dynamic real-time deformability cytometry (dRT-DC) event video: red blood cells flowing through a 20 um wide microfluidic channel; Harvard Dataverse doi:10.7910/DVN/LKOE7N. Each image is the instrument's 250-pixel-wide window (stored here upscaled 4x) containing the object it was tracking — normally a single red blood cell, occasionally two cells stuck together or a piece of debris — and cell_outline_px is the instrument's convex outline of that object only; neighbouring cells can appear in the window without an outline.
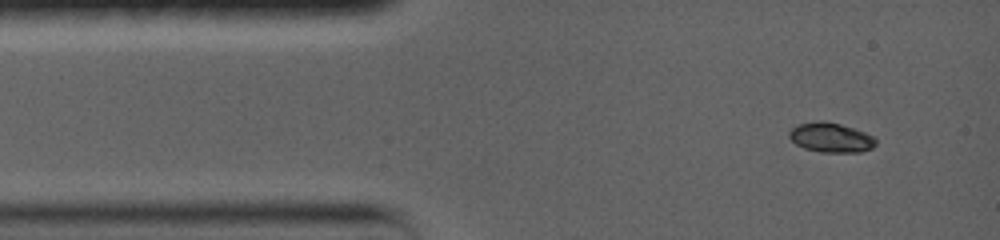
{"species": "common noctule bat (a hibernating species)", "species_latin": "Nyctalus noctula", "temperature_condition": "warm", "stored_images_in_passage": 3, "camera_frame_rate_fps": 5000, "um_per_image_px": 0.085, "animal": {"sex": "female", "body_mass_g": 19.0, "forearm_length_mm": 56.7}, "frame": {"image": 1, "passage_image": 1, "time_ms": 0.0, "image_size_px": [1000, 240], "cell_outline_px": [[876, 144], [872, 148], [860, 152], [820, 152], [804, 148], [796, 144], [788, 136], [788, 132], [796, 124], [816, 120], [824, 120], [840, 124], [864, 132], [872, 136], [876, 140]], "centroid_in_image_um": [70.58, 11.68], "position_along_channel_um": 14.4, "area_um2": 15.03}}
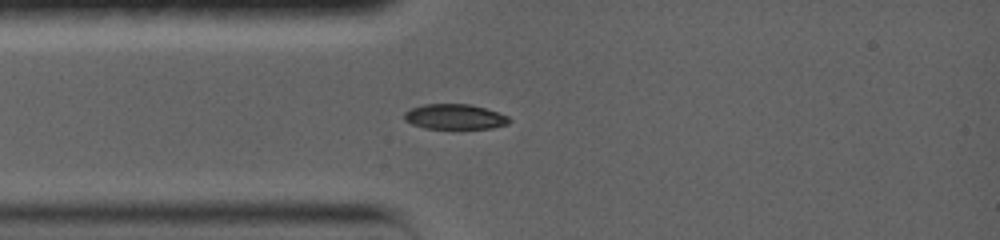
{"frame": {"image": 2, "passage_image": 3, "time_ms": 2.2, "image_size_px": [1000, 240], "cell_outline_px": [[512, 120], [508, 124], [492, 128], [424, 128], [412, 124], [404, 120], [404, 112], [412, 108], [424, 104], [468, 104], [484, 108], [508, 116]], "centroid_in_image_um": [38.64, 9.92], "position_along_channel_um": 46.4, "area_um2": 15.26}}